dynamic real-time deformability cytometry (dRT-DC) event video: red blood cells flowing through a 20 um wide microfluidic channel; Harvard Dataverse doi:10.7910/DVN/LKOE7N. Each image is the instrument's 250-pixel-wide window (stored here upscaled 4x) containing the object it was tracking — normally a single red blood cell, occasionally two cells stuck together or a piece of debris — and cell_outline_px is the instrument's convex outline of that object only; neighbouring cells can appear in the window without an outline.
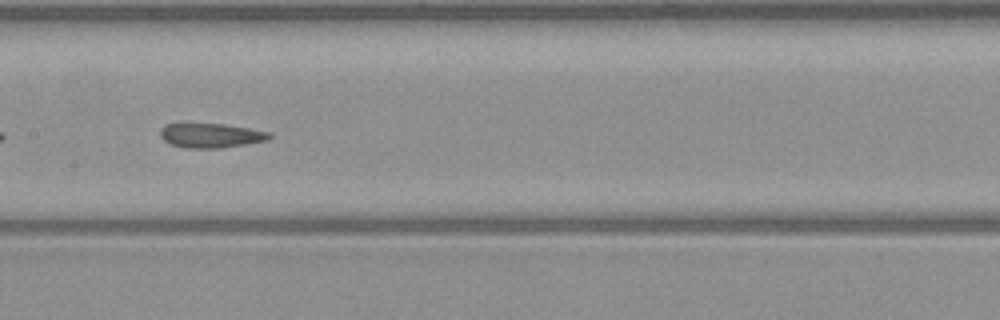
{"species": "common noctule bat (a hibernating species)", "species_latin": "Nyctalus noctula", "temperature_condition": "warm", "stored_images_in_passage": 39, "camera_frame_rate_fps": 3000, "um_per_image_px": 0.085, "animal": {"sex": "male", "body_mass_g": 23.1, "forearm_length_mm": 52.7}, "frame": {"image": 1, "passage_image": 17, "time_ms": 5.333, "image_size_px": [1000, 320], "cell_outline_px": [[272, 136], [268, 140], [220, 148], [184, 148], [168, 144], [160, 136], [160, 128], [164, 124], [188, 120], [224, 124], [272, 132]], "centroid_in_image_um": [17.82, 11.46], "position_along_channel_um": 189.6, "area_um2": 16.47}}
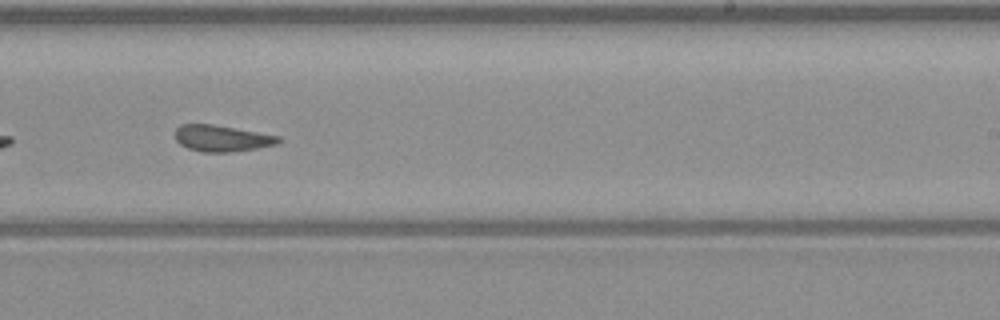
{"frame": {"image": 2, "passage_image": 23, "time_ms": 7.333, "image_size_px": [1000, 320], "cell_outline_px": [[280, 140], [276, 144], [256, 148], [228, 152], [200, 152], [188, 148], [180, 144], [176, 140], [176, 128], [180, 124], [212, 124], [236, 128], [280, 136]], "centroid_in_image_um": [18.83, 11.75], "position_along_channel_um": 270.2, "area_um2": 15.72}, "authors_computed_cell_mechanics": {"area_um2": 16.473, "velocity_mm_per_s": 4.0598, "shape_relaxation_time_tau1_ms": null, "shape_relaxation_time_tau2_ms": 1.1545, "deformation_change_tau1": null, "deformation_change_tau2": 0.0721}}